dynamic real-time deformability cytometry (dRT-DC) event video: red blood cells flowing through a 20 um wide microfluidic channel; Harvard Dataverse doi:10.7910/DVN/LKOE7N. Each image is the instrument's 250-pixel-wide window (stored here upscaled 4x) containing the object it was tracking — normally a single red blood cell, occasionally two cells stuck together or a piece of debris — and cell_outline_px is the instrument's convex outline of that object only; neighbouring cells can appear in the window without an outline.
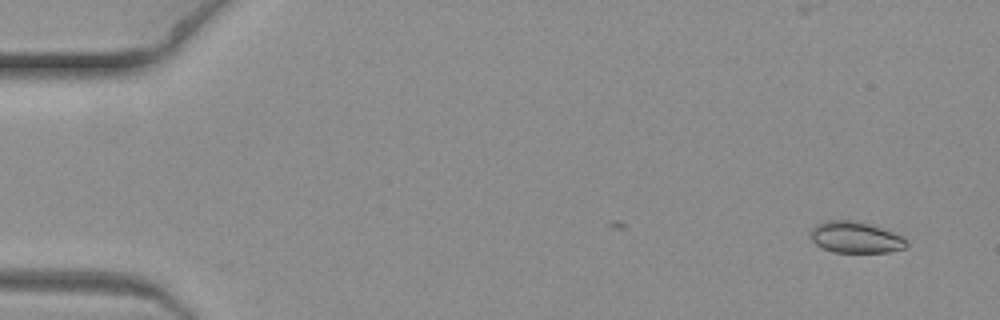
{"species": "common noctule bat (a hibernating species)", "species_latin": "Nyctalus noctula", "temperature_condition": "warm", "stored_images_in_passage": 9, "camera_frame_rate_fps": 3000, "um_per_image_px": 0.085, "animal": {"sex": "female", "body_mass_g": 19.3, "forearm_length_mm": 54.1}, "frame": {"image": 1, "passage_image": 1, "time_ms": 0.0, "image_size_px": [1000, 320], "cell_outline_px": [[908, 244], [904, 248], [888, 252], [832, 252], [816, 244], [808, 236], [808, 232], [816, 224], [828, 220], [852, 220], [868, 224], [904, 236], [908, 240]], "centroid_in_image_um": [72.69, 20.17], "position_along_channel_um": 12.3, "area_um2": 17.57}}
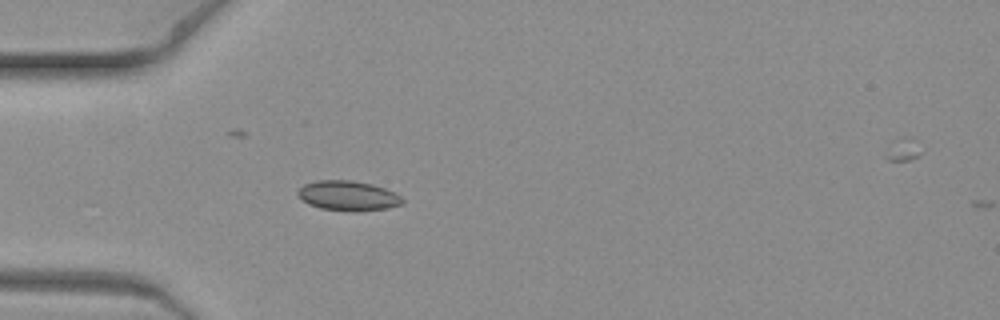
{"frame": {"image": 2, "passage_image": 6, "time_ms": 1.667, "image_size_px": [1000, 320], "cell_outline_px": [[404, 200], [400, 204], [388, 208], [352, 212], [320, 208], [308, 204], [296, 192], [304, 184], [316, 180], [352, 180], [372, 184], [396, 192]], "centroid_in_image_um": [29.59, 16.63], "position_along_channel_um": 55.4, "area_um2": 18.21}}
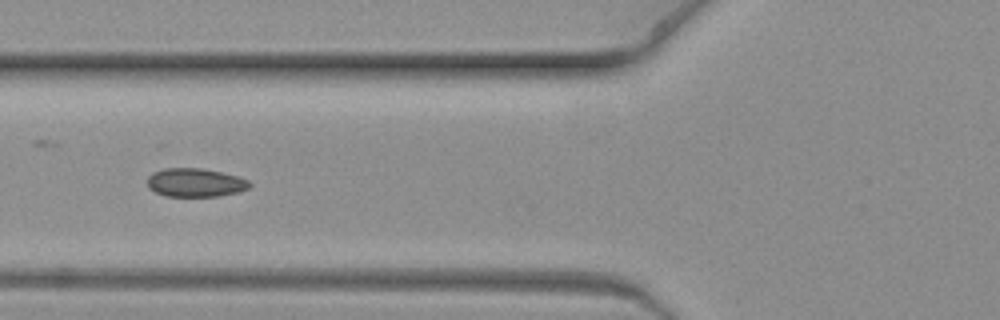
{"frame": {"image": 3, "passage_image": 8, "time_ms": 2.333, "image_size_px": [1000, 320], "cell_outline_px": [[252, 184], [248, 188], [240, 192], [220, 196], [164, 196], [148, 188], [148, 176], [152, 172], [164, 168], [200, 168], [220, 172], [236, 176], [248, 180]], "centroid_in_image_um": [16.59, 15.52], "position_along_channel_um": 109.2, "area_um2": 17.05}}